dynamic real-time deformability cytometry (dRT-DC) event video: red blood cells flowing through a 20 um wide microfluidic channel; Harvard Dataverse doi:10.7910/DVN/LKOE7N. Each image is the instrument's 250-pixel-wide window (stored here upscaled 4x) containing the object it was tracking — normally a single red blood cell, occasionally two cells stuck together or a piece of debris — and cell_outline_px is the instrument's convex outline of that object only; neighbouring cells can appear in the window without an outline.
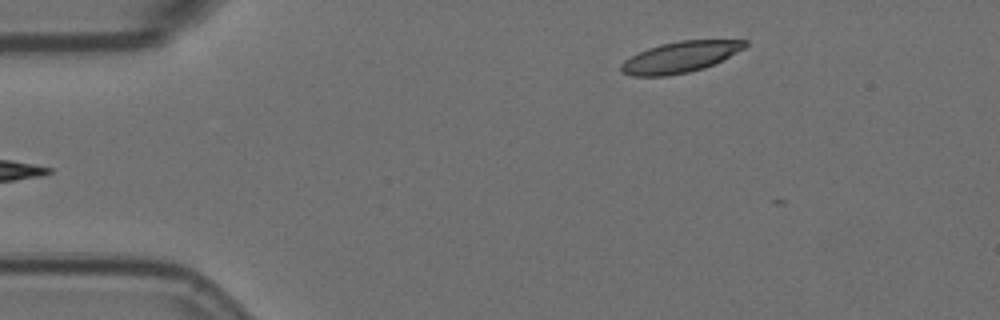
{"species": "Egyptian fruit bat (a non-hibernating species)", "species_latin": "Rousettus aegyptiacus", "temperature_condition": "room temperature", "stored_images_in_passage": 4, "camera_frame_rate_fps": 3000, "um_per_image_px": 0.085, "animal": {"sex": "female"}, "frame": {"image": 1, "passage_image": 4, "time_ms": 1.0, "image_size_px": [1000, 320], "cell_outline_px": [[748, 44], [744, 48], [704, 68], [688, 72], [664, 76], [632, 76], [624, 72], [620, 68], [620, 64], [624, 60], [648, 48], [660, 44], [680, 40], [748, 40]], "centroid_in_image_um": [57.79, 4.84], "position_along_channel_um": 27.2, "area_um2": 22.02}}